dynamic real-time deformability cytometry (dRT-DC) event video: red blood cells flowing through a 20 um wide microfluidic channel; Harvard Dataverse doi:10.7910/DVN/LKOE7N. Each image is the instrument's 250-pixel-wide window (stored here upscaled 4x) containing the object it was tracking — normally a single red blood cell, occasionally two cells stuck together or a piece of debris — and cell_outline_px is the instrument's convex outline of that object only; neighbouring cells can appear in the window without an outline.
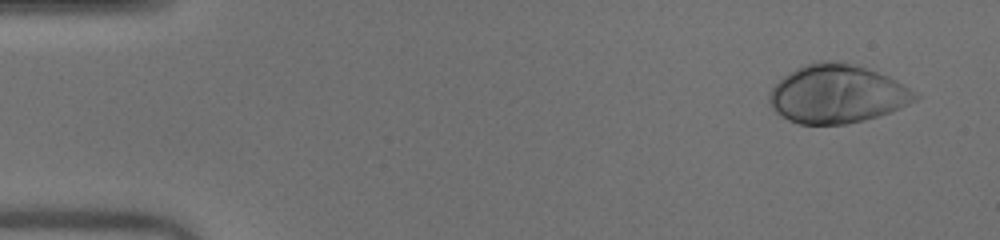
{"species": "human", "species_latin": "Homo sapiens", "temperature_condition": "warm", "stored_images_in_passage": 50, "camera_frame_rate_fps": 3000, "um_per_image_px": 0.085, "donor": {"sex": "male"}, "frame": {"image": 1, "passage_image": 3, "time_ms": 0.667, "image_size_px": [1000, 240], "cell_outline_px": [[920, 96], [916, 100], [900, 108], [864, 120], [848, 124], [800, 124], [788, 120], [776, 112], [768, 104], [768, 96], [772, 88], [788, 72], [804, 64], [820, 60], [832, 60], [864, 68], [888, 76], [896, 80]], "centroid_in_image_um": [71.1, 7.99], "position_along_channel_um": 13.9, "area_um2": 49.3}}
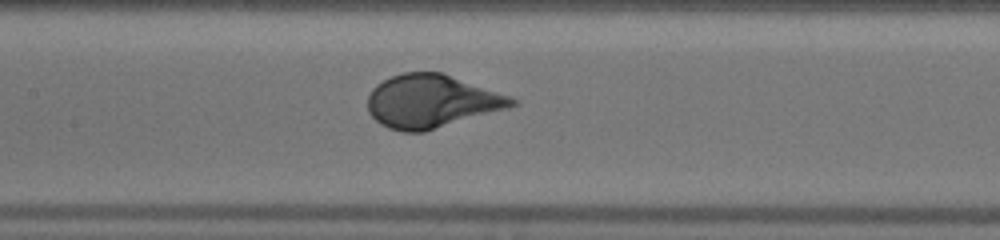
{"frame": {"image": 2, "passage_image": 24, "time_ms": 7.667, "image_size_px": [1000, 240], "cell_outline_px": [[520, 104], [508, 108], [424, 132], [400, 132], [388, 128], [380, 124], [368, 112], [368, 96], [372, 88], [376, 84], [392, 76], [404, 72], [440, 72], [520, 100]], "centroid_in_image_um": [36.66, 8.63], "position_along_channel_um": 170.7, "area_um2": 44.45}}
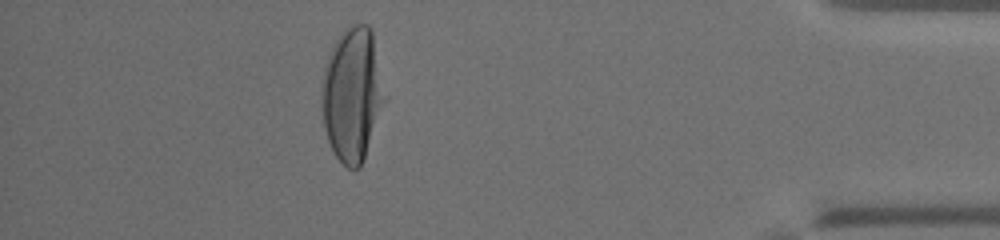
{"frame": {"image": 3, "passage_image": 45, "time_ms": 14.667, "image_size_px": [1000, 240], "cell_outline_px": [[384, 100], [364, 160], [360, 168], [348, 168], [336, 156], [328, 140], [324, 128], [320, 104], [324, 68], [332, 44], [344, 28], [348, 24], [368, 24], [372, 28]], "centroid_in_image_um": [29.89, 7.99], "position_along_channel_um": 405.3, "area_um2": 48.55}, "authors_computed_cell_mechanics": {"area_um2": 46.3556, "velocity_mm_per_s": 4.003, "shape_relaxation_time_tau1_ms": 2.4111, "shape_relaxation_time_tau2_ms": null, "deformation_change_tau1": 0.2157, "deformation_change_tau2": null}}